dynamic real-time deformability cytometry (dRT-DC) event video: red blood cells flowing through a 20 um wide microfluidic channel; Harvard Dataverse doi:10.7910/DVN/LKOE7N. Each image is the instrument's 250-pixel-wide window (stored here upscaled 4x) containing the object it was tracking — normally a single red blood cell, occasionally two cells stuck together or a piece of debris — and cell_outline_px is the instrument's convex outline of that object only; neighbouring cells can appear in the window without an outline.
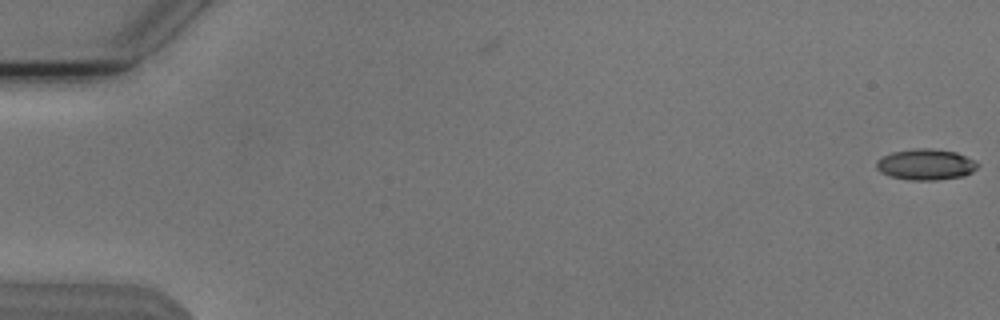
{"species": "Egyptian fruit bat (a non-hibernating species)", "species_latin": "Rousettus aegyptiacus", "temperature_condition": "cold", "stored_images_in_passage": 3, "camera_frame_rate_fps": 3000, "um_per_image_px": 0.085, "animal": {"sex": "male"}, "frame": {"image": 1, "passage_image": 3, "time_ms": 0.667, "image_size_px": [1000, 320], "cell_outline_px": [[980, 164], [972, 172], [964, 176], [936, 180], [908, 180], [888, 176], [880, 172], [876, 168], [876, 160], [892, 152], [916, 148], [928, 148], [956, 152], [976, 160]], "centroid_in_image_um": [78.69, 13.99], "position_along_channel_um": 6.3, "area_um2": 18.44}}